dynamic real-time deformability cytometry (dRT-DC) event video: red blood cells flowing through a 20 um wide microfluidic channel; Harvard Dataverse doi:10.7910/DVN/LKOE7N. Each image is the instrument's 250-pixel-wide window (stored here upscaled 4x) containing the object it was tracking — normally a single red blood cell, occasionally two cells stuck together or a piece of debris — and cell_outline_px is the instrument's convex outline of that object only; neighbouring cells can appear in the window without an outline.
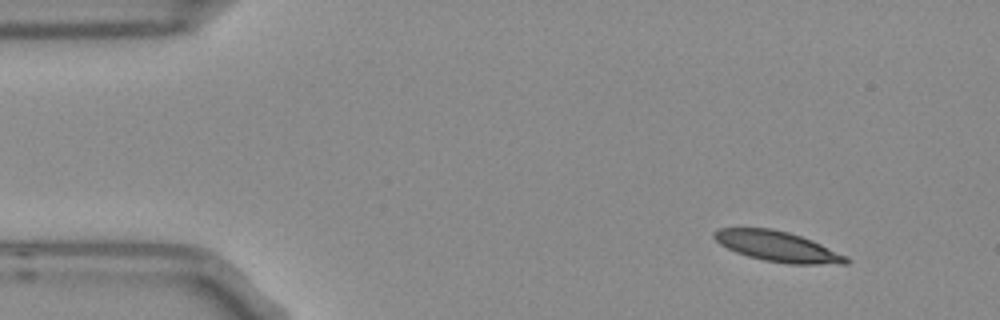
{"species": "Egyptian fruit bat (a non-hibernating species)", "species_latin": "Rousettus aegyptiacus", "temperature_condition": "room temperature", "stored_images_in_passage": 7, "camera_frame_rate_fps": 3000, "um_per_image_px": 0.085, "frame": {"image": 1, "passage_image": 1, "time_ms": 0.0, "image_size_px": [1000, 320], "cell_outline_px": [[852, 260], [848, 264], [788, 264], [764, 260], [748, 256], [736, 252], [720, 244], [712, 236], [712, 232], [720, 228], [772, 228], [788, 232], [812, 240], [848, 256]], "centroid_in_image_um": [66.12, 20.95], "position_along_channel_um": 18.9, "area_um2": 23.41}}
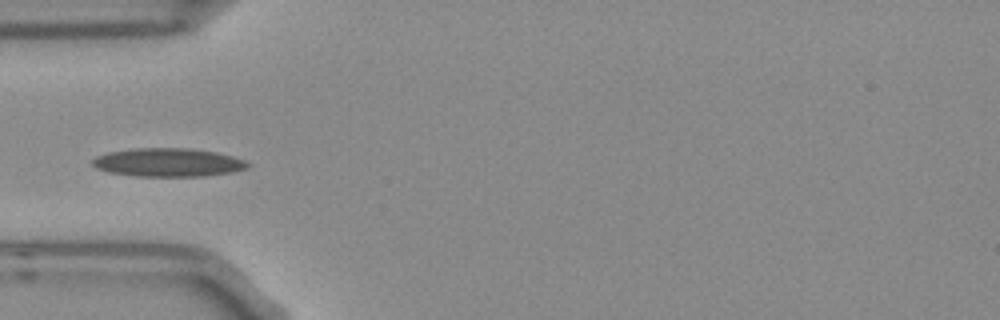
{"frame": {"image": 2, "passage_image": 4, "time_ms": 1.0, "image_size_px": [1000, 320], "cell_outline_px": [[252, 164], [248, 168], [232, 172], [204, 176], [136, 176], [108, 172], [96, 168], [92, 164], [92, 160], [96, 156], [108, 152], [136, 148], [188, 148], [216, 152], [232, 156], [244, 160]], "centroid_in_image_um": [14.3, 13.81], "position_along_channel_um": 70.7, "area_um2": 25.78}}
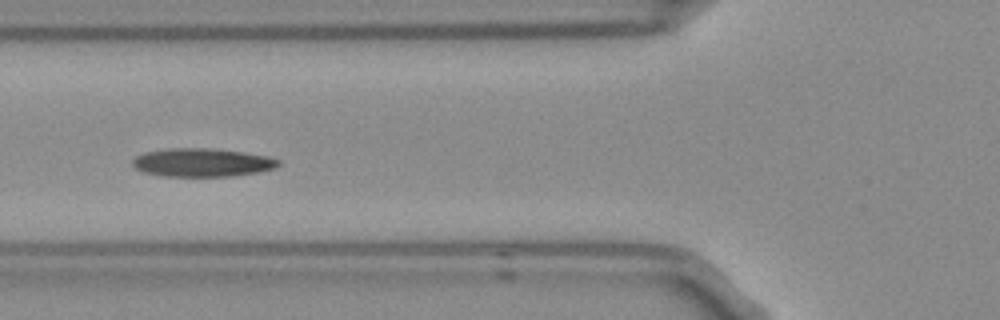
{"frame": {"image": 3, "passage_image": 5, "time_ms": 1.333, "image_size_px": [1000, 320], "cell_outline_px": [[280, 164], [276, 168], [260, 172], [232, 176], [160, 176], [144, 172], [136, 168], [132, 164], [132, 160], [136, 156], [144, 152], [168, 148], [208, 148], [244, 152], [268, 156], [280, 160]], "centroid_in_image_um": [17.2, 13.81], "position_along_channel_um": 108.6, "area_um2": 24.28}}